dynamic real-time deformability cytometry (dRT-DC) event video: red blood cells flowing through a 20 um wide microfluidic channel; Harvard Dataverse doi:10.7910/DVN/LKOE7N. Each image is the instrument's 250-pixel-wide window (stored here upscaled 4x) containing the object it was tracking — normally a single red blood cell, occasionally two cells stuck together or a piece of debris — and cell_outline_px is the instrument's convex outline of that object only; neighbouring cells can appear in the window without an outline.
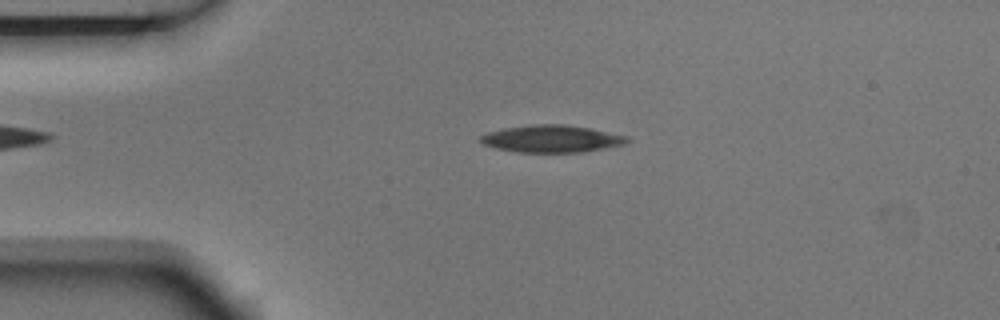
{"species": "Egyptian fruit bat (a non-hibernating species)", "species_latin": "Rousettus aegyptiacus", "temperature_condition": "room temperature", "stored_images_in_passage": 2, "camera_frame_rate_fps": 3000, "um_per_image_px": 0.085, "animal": {"sex": "male"}, "frame": {"image": 1, "passage_image": 1, "time_ms": 0.0, "image_size_px": [1000, 320], "cell_outline_px": [[628, 140], [624, 144], [604, 148], [580, 152], [516, 152], [496, 148], [484, 144], [480, 140], [480, 136], [488, 132], [504, 128], [532, 124], [564, 124], [588, 128], [628, 136]], "centroid_in_image_um": [46.86, 11.79], "position_along_channel_um": 38.1, "area_um2": 23.0}}
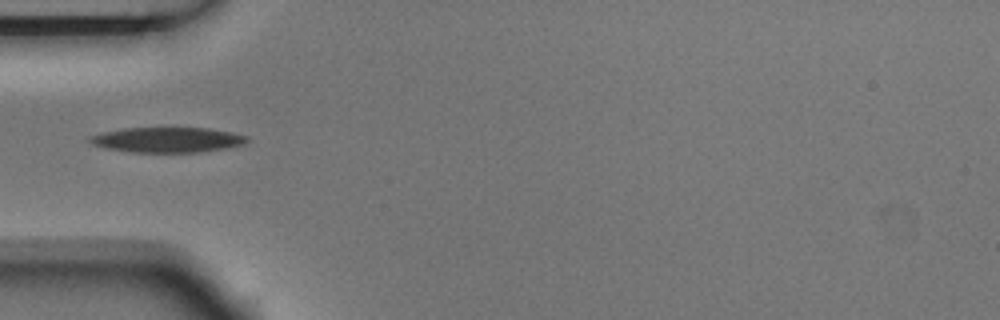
{"frame": {"image": 2, "passage_image": 2, "time_ms": 0.333, "image_size_px": [1000, 320], "cell_outline_px": [[248, 140], [240, 144], [224, 148], [200, 152], [132, 152], [104, 148], [92, 144], [88, 140], [88, 136], [100, 132], [124, 128], [208, 128], [232, 132], [248, 136]], "centroid_in_image_um": [14.15, 11.88], "position_along_channel_um": 70.8, "area_um2": 23.0}}